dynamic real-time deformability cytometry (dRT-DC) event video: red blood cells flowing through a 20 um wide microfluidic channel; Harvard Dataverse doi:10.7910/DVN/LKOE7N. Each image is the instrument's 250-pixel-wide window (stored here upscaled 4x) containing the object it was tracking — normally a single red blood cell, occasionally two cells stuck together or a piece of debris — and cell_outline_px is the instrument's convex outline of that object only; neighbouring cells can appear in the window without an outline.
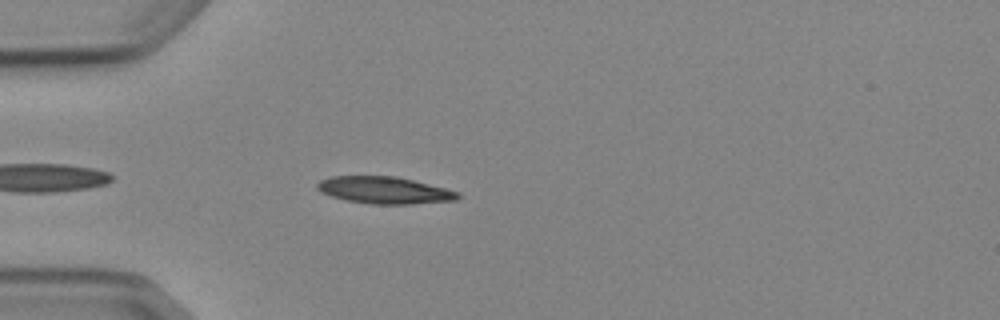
{"species": "Egyptian fruit bat (a non-hibernating species)", "species_latin": "Rousettus aegyptiacus", "temperature_condition": "cold", "stored_images_in_passage": 5, "camera_frame_rate_fps": 3000, "um_per_image_px": 0.085, "animal": {"sex": "female"}, "frame": {"image": 1, "passage_image": 5, "time_ms": 4.667, "image_size_px": [1000, 320], "cell_outline_px": [[460, 196], [456, 200], [412, 204], [372, 204], [348, 200], [332, 196], [320, 192], [316, 188], [316, 184], [320, 180], [332, 176], [396, 176], [460, 192]], "centroid_in_image_um": [32.66, 16.16], "position_along_channel_um": 52.3, "area_um2": 21.96}}